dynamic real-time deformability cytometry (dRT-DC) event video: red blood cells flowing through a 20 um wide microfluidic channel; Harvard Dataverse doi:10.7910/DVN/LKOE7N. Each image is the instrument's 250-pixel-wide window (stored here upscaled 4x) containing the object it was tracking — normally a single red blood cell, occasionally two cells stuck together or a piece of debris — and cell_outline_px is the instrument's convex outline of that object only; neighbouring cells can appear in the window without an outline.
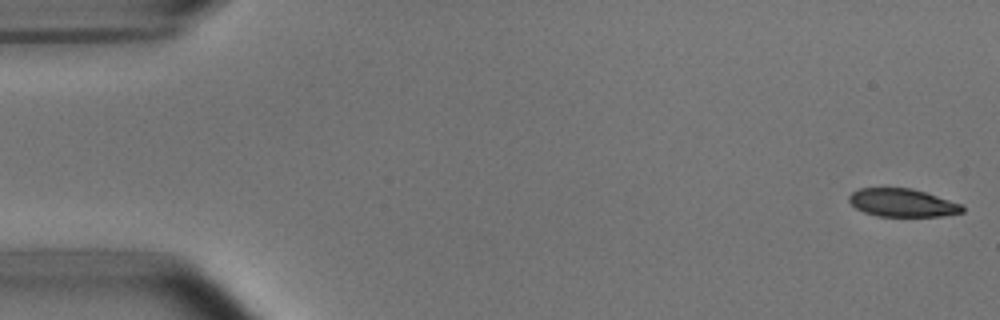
{"species": "common noctule bat (a hibernating species)", "species_latin": "Nyctalus noctula", "temperature_condition": "room temperature", "stored_images_in_passage": 5, "camera_frame_rate_fps": 3000, "um_per_image_px": 0.085, "animal": {"sex": "male", "body_mass_g": 15.6}, "frame": {"image": 1, "passage_image": 1, "time_ms": 0.0, "image_size_px": [1000, 320], "cell_outline_px": [[964, 212], [940, 216], [880, 216], [864, 212], [856, 208], [848, 200], [848, 196], [852, 192], [860, 188], [912, 188], [964, 204]], "centroid_in_image_um": [76.73, 17.23], "position_along_channel_um": 8.3, "area_um2": 18.55}}
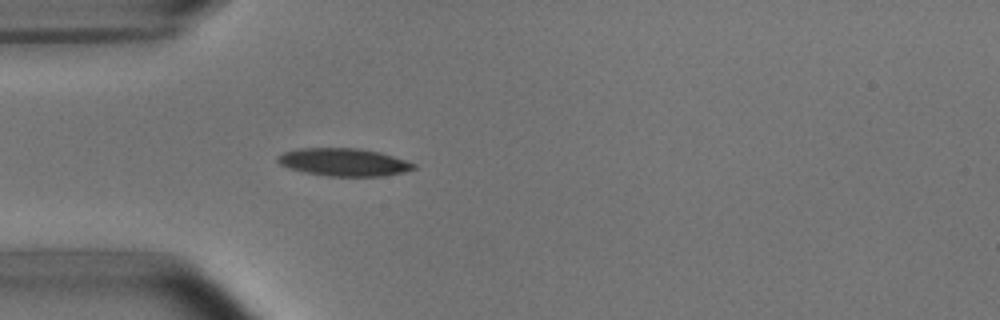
{"frame": {"image": 2, "passage_image": 5, "time_ms": 4.667, "image_size_px": [1000, 320], "cell_outline_px": [[416, 168], [404, 172], [380, 176], [328, 176], [304, 172], [288, 168], [280, 164], [276, 160], [276, 156], [284, 152], [300, 148], [360, 148], [380, 152], [416, 164]], "centroid_in_image_um": [29.19, 13.78], "position_along_channel_um": 55.8, "area_um2": 21.96}}